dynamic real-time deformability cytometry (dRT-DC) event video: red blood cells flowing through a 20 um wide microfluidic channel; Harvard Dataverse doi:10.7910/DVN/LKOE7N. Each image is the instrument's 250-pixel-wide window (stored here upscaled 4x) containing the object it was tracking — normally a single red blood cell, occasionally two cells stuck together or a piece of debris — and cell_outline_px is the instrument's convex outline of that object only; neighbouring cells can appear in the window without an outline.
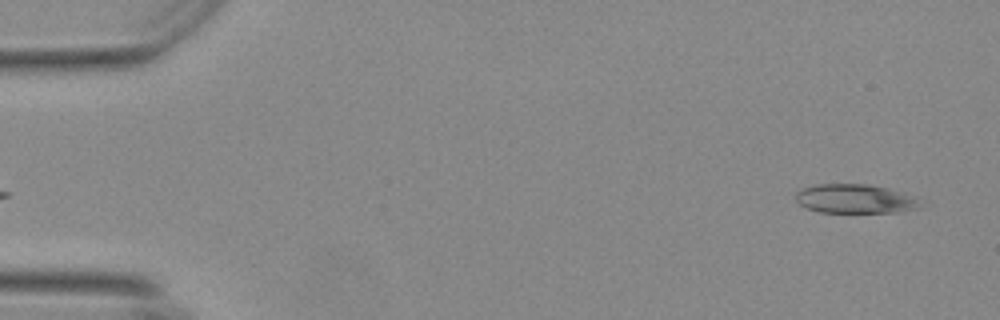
{"species": "Egyptian fruit bat (a non-hibernating species)", "species_latin": "Rousettus aegyptiacus", "temperature_condition": "warm", "stored_images_in_passage": 56, "camera_frame_rate_fps": 3000, "um_per_image_px": 0.085, "animal": {"sex": "female"}, "frame": {"image": 1, "passage_image": 3, "time_ms": 0.667, "image_size_px": [1000, 320], "cell_outline_px": [[916, 208], [896, 212], [820, 212], [808, 208], [800, 204], [796, 200], [796, 192], [812, 184], [868, 184], [888, 188], [916, 196]], "centroid_in_image_um": [72.62, 16.88], "position_along_channel_um": 12.4, "area_um2": 20.81}}
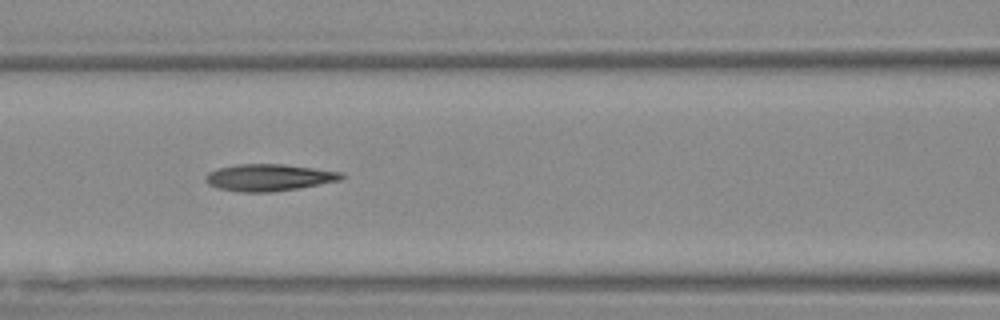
{"frame": {"image": 2, "passage_image": 24, "time_ms": 7.667, "image_size_px": [1000, 320], "cell_outline_px": [[344, 176], [340, 180], [296, 188], [272, 192], [240, 192], [216, 188], [208, 184], [204, 180], [204, 176], [208, 172], [216, 168], [240, 164], [284, 164], [344, 172]], "centroid_in_image_um": [22.8, 15.08], "position_along_channel_um": 143.8, "area_um2": 21.33}}
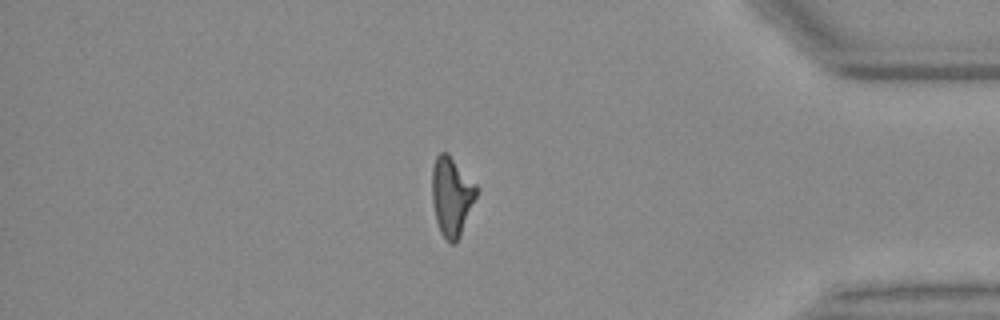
{"frame": {"image": 3, "passage_image": 47, "time_ms": 15.333, "image_size_px": [1000, 320], "cell_outline_px": [[476, 196], [460, 236], [456, 244], [452, 244], [440, 232], [436, 220], [432, 200], [432, 168], [436, 156], [440, 152], [448, 152], [476, 184]], "centroid_in_image_um": [38.37, 16.66], "position_along_channel_um": 396.8, "area_um2": 20.29}, "authors_computed_cell_mechanics": {"area_um2": 20.8369, "velocity_mm_per_s": 3.7224, "shape_relaxation_time_tau1_ms": null, "shape_relaxation_time_tau2_ms": 2.6394, "deformation_change_tau1": null, "deformation_change_tau2": 0.1339}}